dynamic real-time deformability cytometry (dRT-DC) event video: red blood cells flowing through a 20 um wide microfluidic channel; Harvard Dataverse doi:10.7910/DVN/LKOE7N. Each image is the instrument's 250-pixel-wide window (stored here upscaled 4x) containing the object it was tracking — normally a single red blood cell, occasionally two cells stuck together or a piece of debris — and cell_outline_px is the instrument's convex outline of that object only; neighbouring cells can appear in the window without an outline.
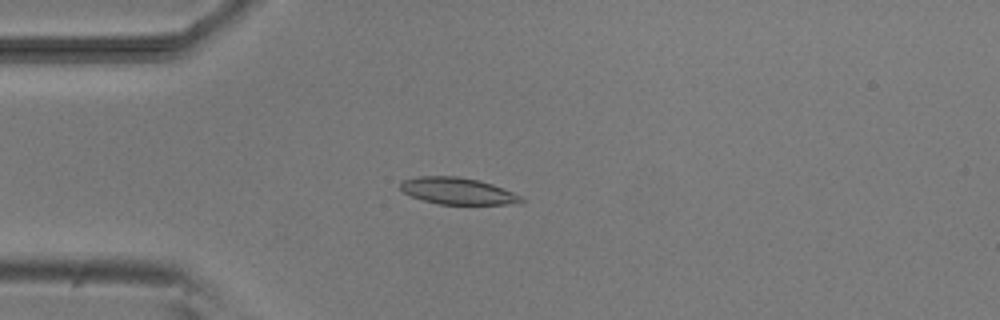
{"species": "common noctule bat (a hibernating species)", "species_latin": "Nyctalus noctula", "temperature_condition": "room temperature", "stored_images_in_passage": 6, "camera_frame_rate_fps": 3000, "um_per_image_px": 0.085, "animal": {"sex": "male", "body_mass_g": 20.5, "forearm_length_mm": 52.5}, "frame": {"image": 1, "passage_image": 4, "time_ms": 3.333, "image_size_px": [1000, 320], "cell_outline_px": [[524, 200], [520, 204], [440, 204], [424, 200], [412, 196], [404, 192], [400, 188], [400, 184], [404, 180], [420, 176], [456, 176], [476, 180], [492, 184], [524, 196]], "centroid_in_image_um": [38.96, 16.24], "position_along_channel_um": 46.0, "area_um2": 18.67}}
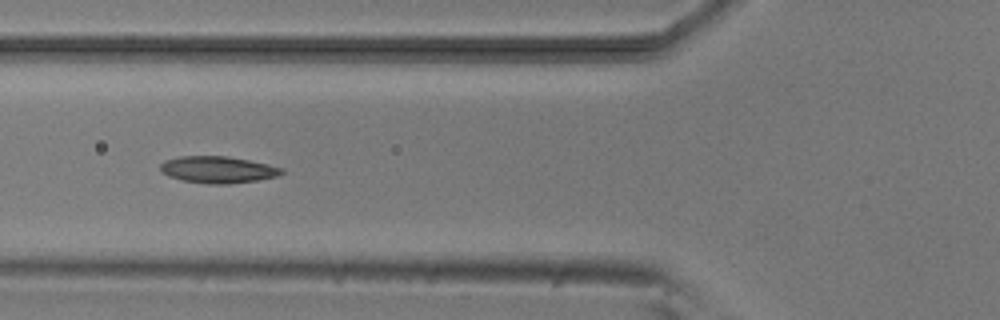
{"frame": {"image": 2, "passage_image": 6, "time_ms": 5.333, "image_size_px": [1000, 320], "cell_outline_px": [[284, 172], [276, 176], [256, 180], [228, 184], [208, 184], [184, 180], [168, 176], [160, 168], [160, 164], [164, 160], [180, 156], [228, 156], [268, 164], [284, 168]], "centroid_in_image_um": [18.52, 14.41], "position_along_channel_um": 107.3, "area_um2": 18.79}}